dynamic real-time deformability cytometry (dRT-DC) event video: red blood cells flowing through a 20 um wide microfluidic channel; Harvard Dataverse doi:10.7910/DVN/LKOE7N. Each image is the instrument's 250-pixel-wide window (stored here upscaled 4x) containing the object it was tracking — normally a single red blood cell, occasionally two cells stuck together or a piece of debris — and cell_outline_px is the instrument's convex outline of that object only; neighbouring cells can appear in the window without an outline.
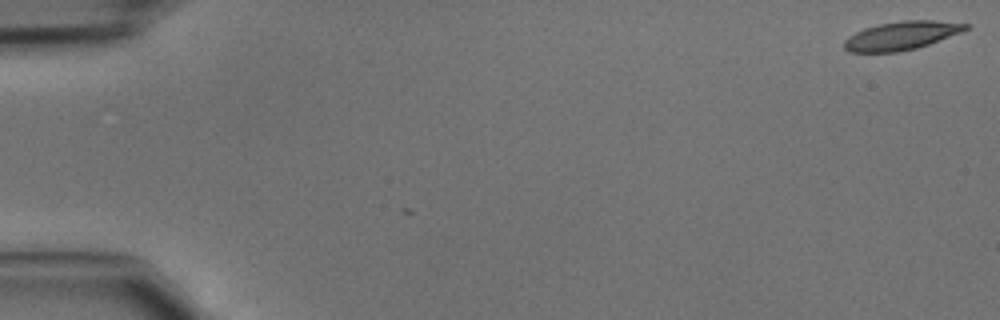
{"species": "common noctule bat (a hibernating species)", "species_latin": "Nyctalus noctula", "temperature_condition": "cold", "stored_images_in_passage": 3, "camera_frame_rate_fps": 3000, "um_per_image_px": 0.085, "animal": {"sex": "male", "body_mass_g": 15.6}, "frame": {"image": 1, "passage_image": 1, "time_ms": 0.0, "image_size_px": [1000, 320], "cell_outline_px": [[972, 24], [968, 28], [960, 32], [928, 44], [916, 48], [896, 52], [848, 52], [844, 48], [844, 40], [848, 36], [864, 28], [880, 24], [900, 20], [932, 20]], "centroid_in_image_um": [76.59, 3.02], "position_along_channel_um": 8.4, "area_um2": 20.0}}